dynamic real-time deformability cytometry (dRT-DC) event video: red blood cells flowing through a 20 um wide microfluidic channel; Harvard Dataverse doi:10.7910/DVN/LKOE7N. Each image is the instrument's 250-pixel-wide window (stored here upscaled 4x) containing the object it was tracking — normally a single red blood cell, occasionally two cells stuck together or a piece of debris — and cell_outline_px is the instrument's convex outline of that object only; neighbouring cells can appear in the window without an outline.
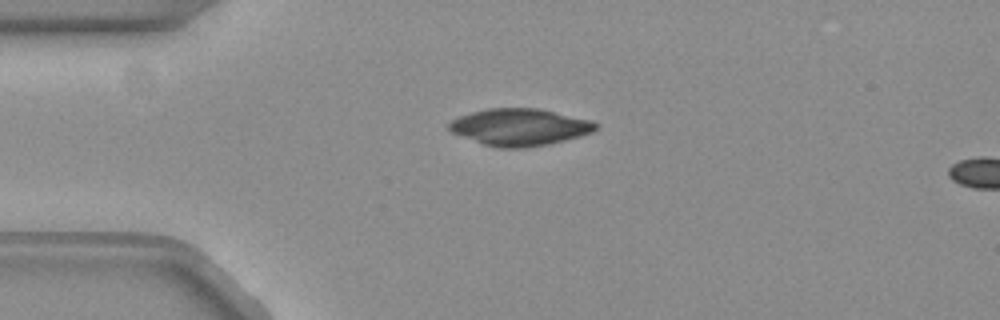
{"species": "common noctule bat (a hibernating species)", "species_latin": "Nyctalus noctula", "temperature_condition": "warm", "stored_images_in_passage": 4, "camera_frame_rate_fps": 3000, "um_per_image_px": 0.085, "animal": {"sex": "female", "body_mass_g": 19.3, "forearm_length_mm": 54.1}, "frame": {"image": 1, "passage_image": 1, "time_ms": 0.0, "image_size_px": [1000, 320], "cell_outline_px": [[600, 124], [592, 132], [548, 144], [524, 148], [500, 148], [484, 144], [452, 132], [448, 128], [448, 124], [452, 120], [460, 116], [472, 112], [488, 108], [540, 108], [592, 120]], "centroid_in_image_um": [44.19, 10.79], "position_along_channel_um": 40.8, "area_um2": 31.39}}